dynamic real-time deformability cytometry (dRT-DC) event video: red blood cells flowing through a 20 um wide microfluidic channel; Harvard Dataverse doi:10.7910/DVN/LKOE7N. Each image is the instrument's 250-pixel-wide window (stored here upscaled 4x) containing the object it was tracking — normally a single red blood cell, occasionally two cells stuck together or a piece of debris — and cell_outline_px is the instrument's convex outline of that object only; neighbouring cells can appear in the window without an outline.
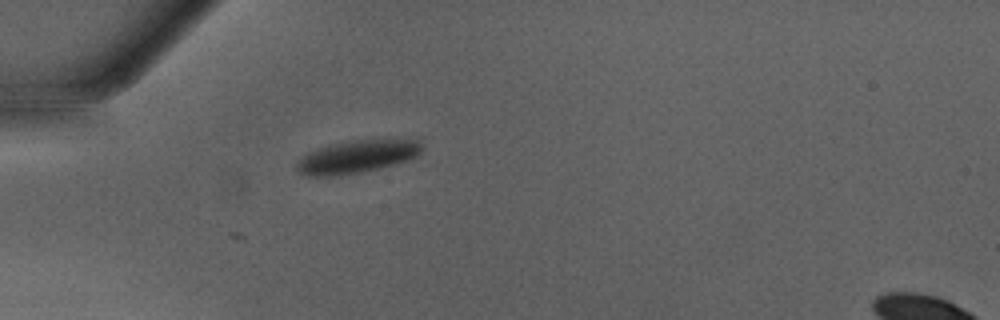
{"species": "Egyptian fruit bat (a non-hibernating species)", "species_latin": "Rousettus aegyptiacus", "temperature_condition": "warm", "stored_images_in_passage": 3, "camera_frame_rate_fps": 3000, "um_per_image_px": 0.085, "animal": {"sex": "male"}, "frame": {"image": 1, "passage_image": 1, "time_ms": 0.0, "image_size_px": [1000, 320], "cell_outline_px": [[424, 148], [420, 156], [380, 168], [360, 172], [336, 176], [308, 176], [300, 172], [296, 168], [296, 164], [300, 156], [316, 148], [328, 144], [348, 140], [392, 136], [396, 136], [416, 140]], "centroid_in_image_um": [30.41, 13.25], "position_along_channel_um": 54.6, "area_um2": 25.09}}